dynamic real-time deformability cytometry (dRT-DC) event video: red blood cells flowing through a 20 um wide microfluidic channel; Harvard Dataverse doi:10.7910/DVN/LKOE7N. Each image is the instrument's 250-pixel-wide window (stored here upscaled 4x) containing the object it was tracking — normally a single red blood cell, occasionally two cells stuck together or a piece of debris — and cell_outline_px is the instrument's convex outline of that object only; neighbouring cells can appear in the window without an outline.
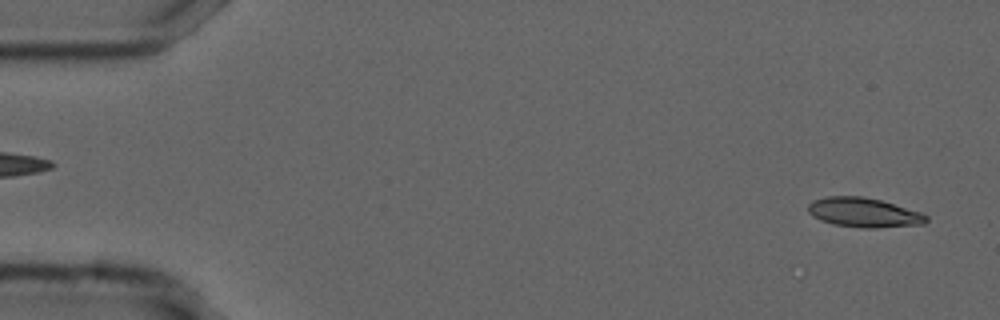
{"species": "common noctule bat (a hibernating species)", "species_latin": "Nyctalus noctula", "temperature_condition": "cold", "stored_images_in_passage": 27, "camera_frame_rate_fps": 3000, "um_per_image_px": 0.085, "animal": {"sex": "male", "forearm_length_mm": 52.5}, "frame": {"image": 1, "passage_image": 2, "time_ms": 0.333, "image_size_px": [1000, 320], "cell_outline_px": [[928, 220], [924, 224], [876, 228], [864, 228], [836, 224], [820, 220], [812, 216], [808, 212], [808, 204], [812, 200], [824, 196], [864, 196], [880, 200], [920, 212], [928, 216]], "centroid_in_image_um": [73.4, 18.05], "position_along_channel_um": 11.6, "area_um2": 20.29}}
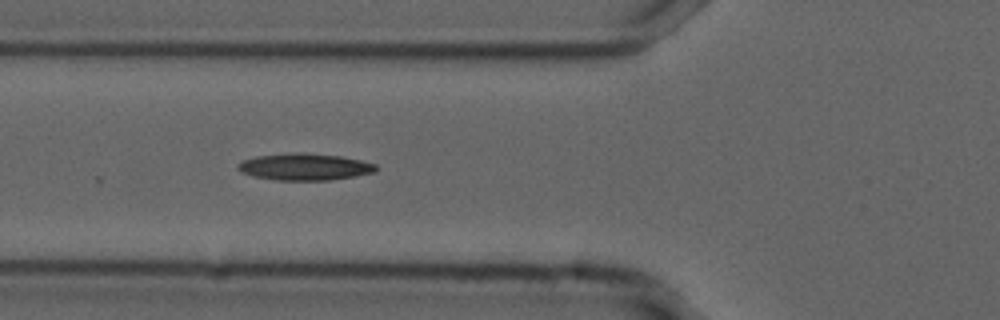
{"frame": {"image": 2, "passage_image": 19, "time_ms": 6.0, "image_size_px": [1000, 320], "cell_outline_px": [[380, 168], [376, 172], [356, 176], [328, 180], [276, 180], [252, 176], [240, 172], [236, 168], [236, 164], [244, 160], [256, 156], [296, 152], [304, 152], [340, 156], [360, 160], [376, 164]], "centroid_in_image_um": [25.9, 14.18], "position_along_channel_um": 99.9, "area_um2": 21.79}}
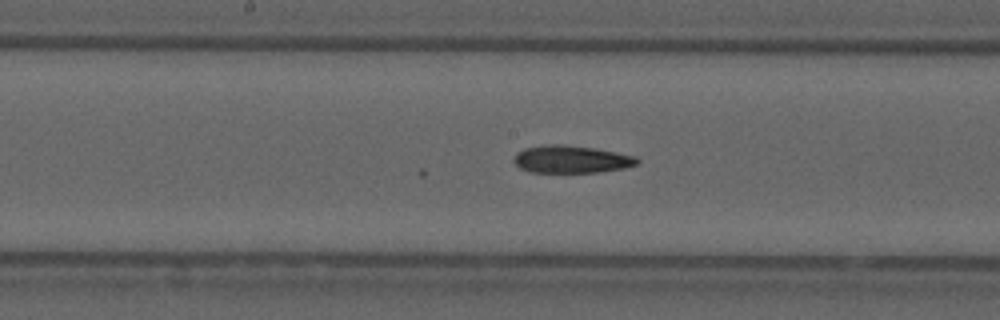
{"frame": {"image": 3, "passage_image": 27, "time_ms": 8.667, "image_size_px": [1000, 320], "cell_outline_px": [[640, 160], [636, 164], [624, 168], [600, 172], [528, 172], [520, 168], [512, 160], [516, 152], [524, 148], [544, 144], [564, 144], [596, 148], [636, 156]], "centroid_in_image_um": [48.53, 13.53], "position_along_channel_um": 199.7, "area_um2": 20.0}}